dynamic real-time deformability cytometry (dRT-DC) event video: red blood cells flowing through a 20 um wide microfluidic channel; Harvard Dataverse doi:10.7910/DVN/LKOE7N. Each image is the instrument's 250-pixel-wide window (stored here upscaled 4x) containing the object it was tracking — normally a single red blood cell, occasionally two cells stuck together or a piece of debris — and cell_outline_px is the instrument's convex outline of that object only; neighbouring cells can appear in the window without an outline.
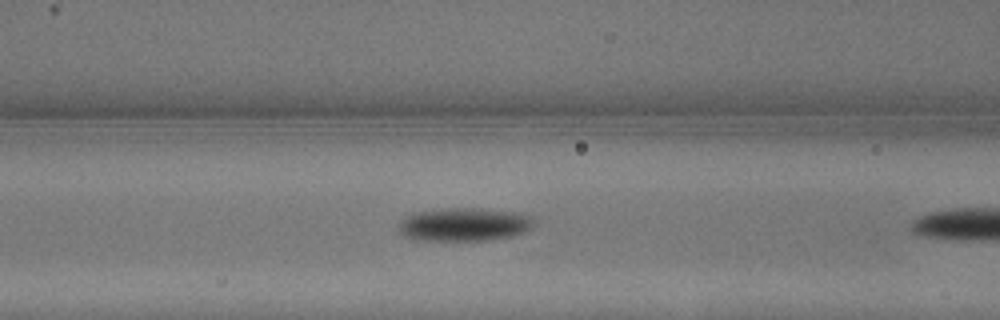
{"species": "common noctule bat (a hibernating species)", "species_latin": "Nyctalus noctula", "temperature_condition": "warm", "stored_images_in_passage": 9, "camera_frame_rate_fps": 3000, "um_per_image_px": 0.085, "animal": {"sex": "male", "body_mass_g": 13.3}, "frame": {"image": 1, "passage_image": 8, "time_ms": 2.333, "image_size_px": [1000, 320], "cell_outline_px": [[532, 224], [524, 232], [512, 236], [488, 240], [416, 240], [404, 236], [400, 232], [400, 220], [416, 212], [452, 208], [472, 208], [512, 212], [532, 216]], "centroid_in_image_um": [39.42, 19.09], "position_along_channel_um": 127.2, "area_um2": 25.72}}